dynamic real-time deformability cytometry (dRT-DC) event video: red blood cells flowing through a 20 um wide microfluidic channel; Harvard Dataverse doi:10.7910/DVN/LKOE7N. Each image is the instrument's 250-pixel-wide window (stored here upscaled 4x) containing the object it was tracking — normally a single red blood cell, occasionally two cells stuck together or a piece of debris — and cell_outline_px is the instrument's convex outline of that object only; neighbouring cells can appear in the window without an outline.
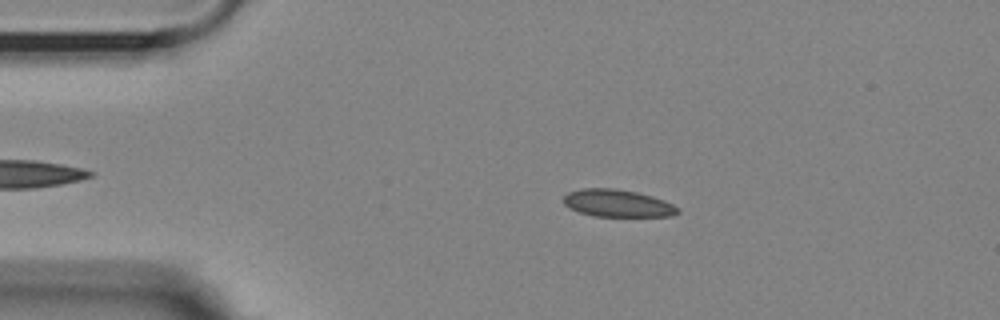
{"species": "Egyptian fruit bat (a non-hibernating species)", "species_latin": "Rousettus aegyptiacus", "temperature_condition": "room temperature", "stored_images_in_passage": 48, "camera_frame_rate_fps": 3000, "um_per_image_px": 0.085, "animal": {"sex": "female"}, "frame": {"image": 1, "passage_image": 10, "time_ms": 3.0, "image_size_px": [1000, 320], "cell_outline_px": [[680, 212], [672, 216], [596, 216], [580, 212], [564, 204], [564, 196], [568, 192], [584, 188], [616, 188], [636, 192], [652, 196], [664, 200], [680, 208]], "centroid_in_image_um": [52.53, 17.27], "position_along_channel_um": 32.5, "area_um2": 18.09}}
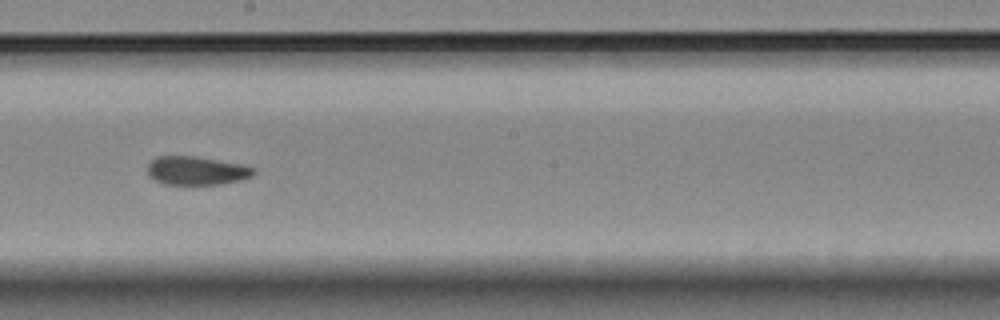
{"frame": {"image": 2, "passage_image": 30, "time_ms": 9.667, "image_size_px": [1000, 320], "cell_outline_px": [[256, 172], [252, 176], [240, 180], [220, 184], [164, 184], [156, 180], [148, 172], [148, 164], [156, 156], [192, 156], [240, 164], [256, 168]], "centroid_in_image_um": [16.72, 14.5], "position_along_channel_um": 231.5, "area_um2": 17.4}}
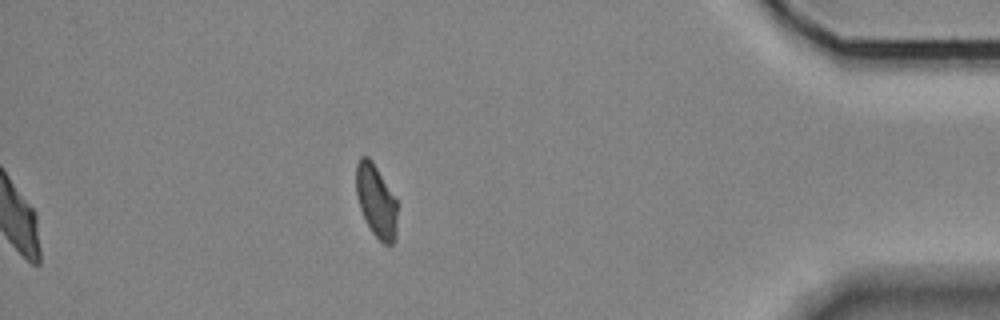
{"frame": {"image": 3, "passage_image": 48, "time_ms": 15.667, "image_size_px": [1000, 320], "cell_outline_px": [[396, 240], [392, 244], [384, 244], [372, 232], [360, 208], [356, 196], [356, 164], [360, 156], [368, 156], [372, 160], [396, 200]], "centroid_in_image_um": [31.96, 17.07], "position_along_channel_um": 403.2, "area_um2": 17.22}, "authors_computed_cell_mechanics": {"area_um2": 18.207, "velocity_mm_per_s": 3.5857, "shape_relaxation_time_tau1_ms": null, "shape_relaxation_time_tau2_ms": 4.3665, "deformation_change_tau1": null, "deformation_change_tau2": 0.0648}}